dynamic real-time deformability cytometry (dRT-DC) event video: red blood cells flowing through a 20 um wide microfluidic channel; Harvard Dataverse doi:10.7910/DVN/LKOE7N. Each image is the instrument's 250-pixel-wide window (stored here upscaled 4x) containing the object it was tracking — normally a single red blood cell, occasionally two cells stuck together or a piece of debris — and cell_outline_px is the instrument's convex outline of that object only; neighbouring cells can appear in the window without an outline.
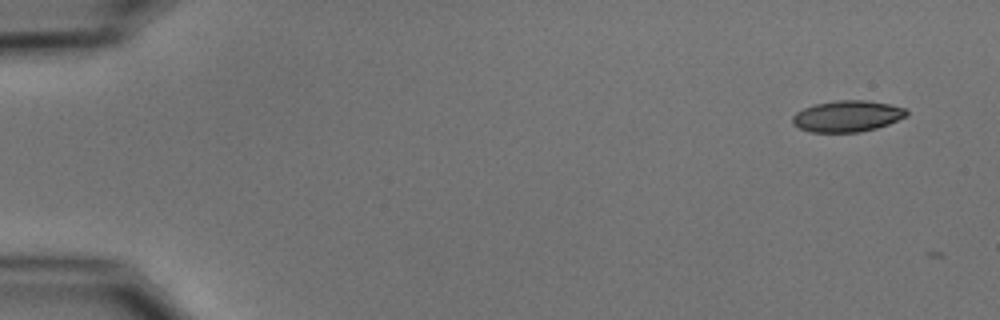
{"species": "common noctule bat (a hibernating species)", "species_latin": "Nyctalus noctula", "temperature_condition": "cold", "stored_images_in_passage": 3, "camera_frame_rate_fps": 3000, "um_per_image_px": 0.085, "animal": {"sex": "male", "body_mass_g": 15.6}, "frame": {"image": 1, "passage_image": 1, "time_ms": 0.0, "image_size_px": [1000, 320], "cell_outline_px": [[908, 116], [888, 124], [876, 128], [860, 132], [812, 132], [800, 128], [792, 124], [792, 116], [796, 112], [804, 108], [816, 104], [836, 100], [864, 100], [888, 104], [904, 108], [908, 112]], "centroid_in_image_um": [72.01, 9.88], "position_along_channel_um": 13.0, "area_um2": 20.69}}